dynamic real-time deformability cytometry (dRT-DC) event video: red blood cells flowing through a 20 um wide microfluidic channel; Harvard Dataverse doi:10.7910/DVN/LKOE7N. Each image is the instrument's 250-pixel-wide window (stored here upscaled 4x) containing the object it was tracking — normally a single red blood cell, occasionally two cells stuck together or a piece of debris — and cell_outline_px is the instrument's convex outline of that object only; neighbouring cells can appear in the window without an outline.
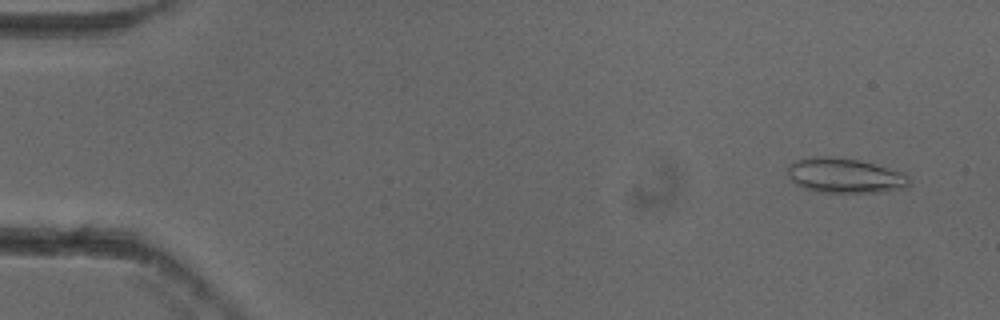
{"species": "common noctule bat (a hibernating species)", "species_latin": "Nyctalus noctula", "temperature_condition": "cold", "stored_images_in_passage": 54, "camera_frame_rate_fps": 3000, "um_per_image_px": 0.085, "animal": {"sex": "female"}, "frame": {"image": 1, "passage_image": 4, "time_ms": 1.0, "image_size_px": [1000, 320], "cell_outline_px": [[912, 184], [908, 188], [880, 192], [816, 192], [804, 188], [796, 184], [788, 176], [788, 168], [796, 160], [808, 156], [824, 156], [860, 160], [904, 172], [912, 180]], "centroid_in_image_um": [71.87, 14.93], "position_along_channel_um": 13.1, "area_um2": 24.97}}
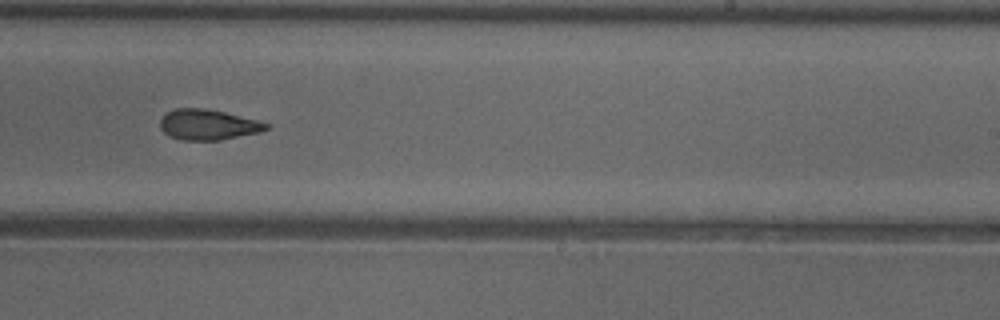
{"frame": {"image": 2, "passage_image": 34, "time_ms": 11.0, "image_size_px": [1000, 320], "cell_outline_px": [[268, 128], [260, 132], [220, 140], [180, 140], [168, 136], [160, 128], [160, 120], [168, 112], [176, 108], [204, 108], [224, 112], [256, 120], [268, 124]], "centroid_in_image_um": [17.64, 10.6], "position_along_channel_um": 271.4, "area_um2": 18.67}}
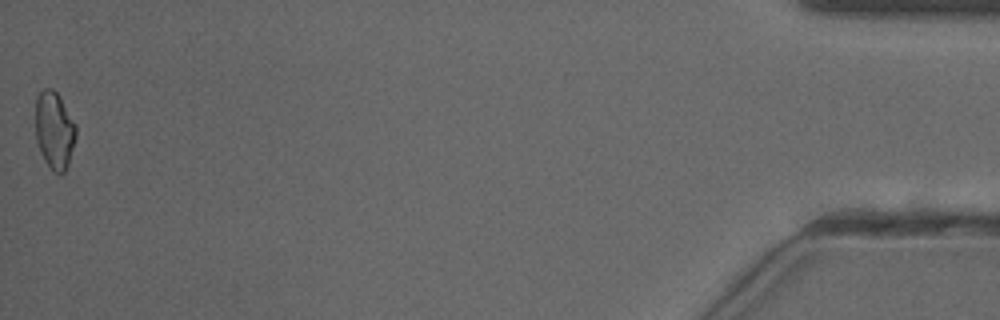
{"frame": {"image": 3, "passage_image": 54, "time_ms": 17.667, "image_size_px": [1000, 320], "cell_outline_px": [[76, 136], [68, 164], [64, 172], [60, 176], [52, 172], [44, 160], [40, 152], [36, 140], [36, 96], [44, 88], [52, 88], [60, 96], [76, 124]], "centroid_in_image_um": [4.62, 11.09], "position_along_channel_um": 430.6, "area_um2": 18.5}, "authors_computed_cell_mechanics": {"area_um2": 19.5075, "velocity_mm_per_s": 3.8593, "shape_relaxation_time_tau1_ms": 11.0504, "shape_relaxation_time_tau2_ms": 5.175, "deformation_change_tau1": 0.2119, "deformation_change_tau2": 0.13}}